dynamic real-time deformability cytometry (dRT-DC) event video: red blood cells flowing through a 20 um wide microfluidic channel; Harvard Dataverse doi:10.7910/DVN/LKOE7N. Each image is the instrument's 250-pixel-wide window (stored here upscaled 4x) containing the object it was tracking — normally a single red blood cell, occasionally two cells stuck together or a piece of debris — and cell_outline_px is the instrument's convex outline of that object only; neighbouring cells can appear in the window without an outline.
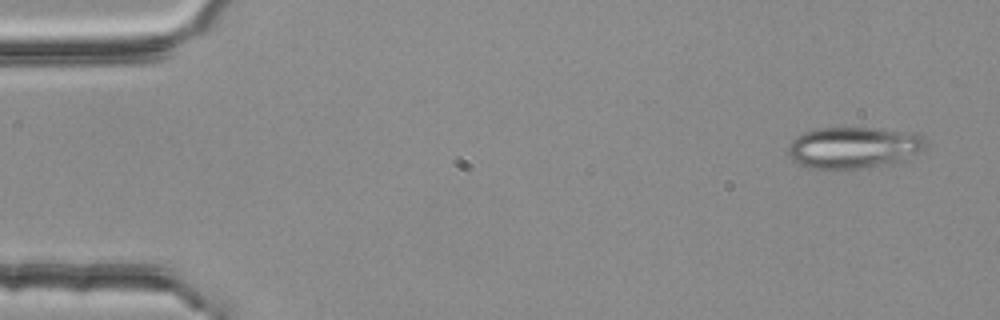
{"species": "common noctule bat (a hibernating species)", "species_latin": "Nyctalus noctula", "temperature_condition": "room temperature", "stored_images_in_passage": 5, "camera_frame_rate_fps": 3000, "um_per_image_px": 0.085, "animal": {"sex": "female", "body_mass_g": 25.1}, "frame": {"image": 1, "passage_image": 1, "time_ms": 0.0, "image_size_px": [1000, 320], "cell_outline_px": [[928, 144], [924, 148], [892, 164], [864, 168], [828, 172], [808, 168], [792, 160], [788, 156], [788, 144], [796, 136], [804, 132], [820, 128], [872, 128], [916, 132], [924, 136]], "centroid_in_image_um": [72.51, 12.57], "position_along_channel_um": 12.5, "area_um2": 34.1}}